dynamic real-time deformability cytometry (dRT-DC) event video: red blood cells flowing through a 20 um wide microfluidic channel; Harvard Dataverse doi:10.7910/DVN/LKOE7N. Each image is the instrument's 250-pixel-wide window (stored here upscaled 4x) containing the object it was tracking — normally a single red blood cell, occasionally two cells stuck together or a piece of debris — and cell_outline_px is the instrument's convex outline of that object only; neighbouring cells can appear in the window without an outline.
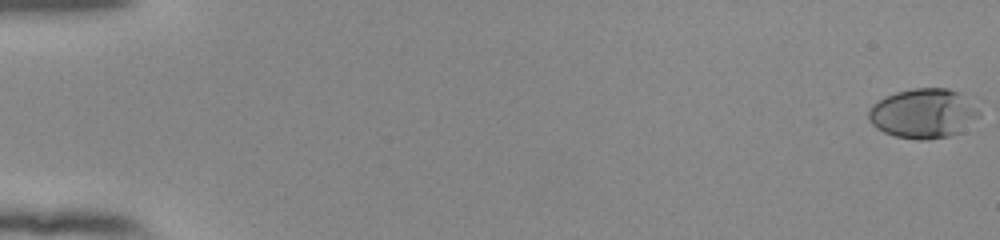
{"species": "human", "species_latin": "Homo sapiens", "temperature_condition": "room temperature", "stored_images_in_passage": 55, "camera_frame_rate_fps": 3000, "um_per_image_px": 0.085, "donor": {"sex": "female"}, "frame": {"image": 1, "passage_image": 1, "time_ms": 0.0, "image_size_px": [1000, 240], "cell_outline_px": [[984, 108], [980, 116], [964, 132], [948, 136], [928, 140], [916, 140], [896, 136], [884, 132], [876, 128], [868, 120], [868, 112], [872, 104], [884, 96], [896, 92], [912, 88], [948, 88], [960, 92]], "centroid_in_image_um": [78.57, 9.64], "position_along_channel_um": 6.4, "area_um2": 33.0}}
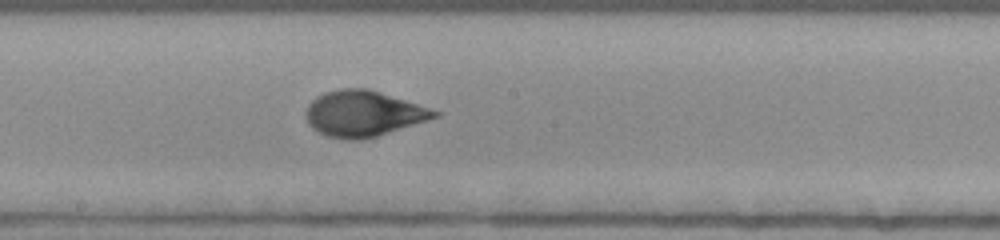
{"frame": {"image": 2, "passage_image": 32, "time_ms": 10.333, "image_size_px": [1000, 240], "cell_outline_px": [[440, 116], [428, 120], [376, 136], [360, 140], [348, 140], [328, 136], [316, 132], [308, 124], [304, 116], [304, 112], [308, 104], [316, 96], [324, 92], [340, 88], [368, 88], [440, 112]], "centroid_in_image_um": [30.8, 9.66], "position_along_channel_um": 217.4, "area_um2": 34.28}}
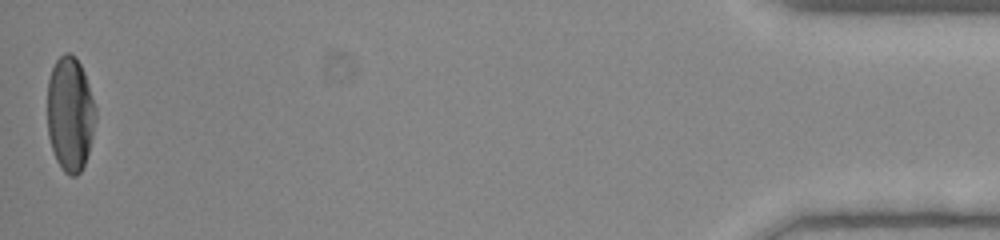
{"frame": {"image": 3, "passage_image": 55, "time_ms": 18.0, "image_size_px": [1000, 240], "cell_outline_px": [[96, 120], [88, 152], [84, 164], [80, 172], [76, 176], [68, 176], [64, 172], [56, 160], [48, 136], [48, 80], [52, 68], [56, 60], [64, 52], [68, 52], [76, 56], [84, 72], [96, 108]], "centroid_in_image_um": [5.96, 9.68], "position_along_channel_um": 429.2, "area_um2": 32.31}, "authors_computed_cell_mechanics": {"area_um2": 32.657, "velocity_mm_per_s": 3.8817, "shape_relaxation_time_tau1_ms": 3.6142, "shape_relaxation_time_tau2_ms": null, "deformation_change_tau1": 0.1829, "deformation_change_tau2": null}}